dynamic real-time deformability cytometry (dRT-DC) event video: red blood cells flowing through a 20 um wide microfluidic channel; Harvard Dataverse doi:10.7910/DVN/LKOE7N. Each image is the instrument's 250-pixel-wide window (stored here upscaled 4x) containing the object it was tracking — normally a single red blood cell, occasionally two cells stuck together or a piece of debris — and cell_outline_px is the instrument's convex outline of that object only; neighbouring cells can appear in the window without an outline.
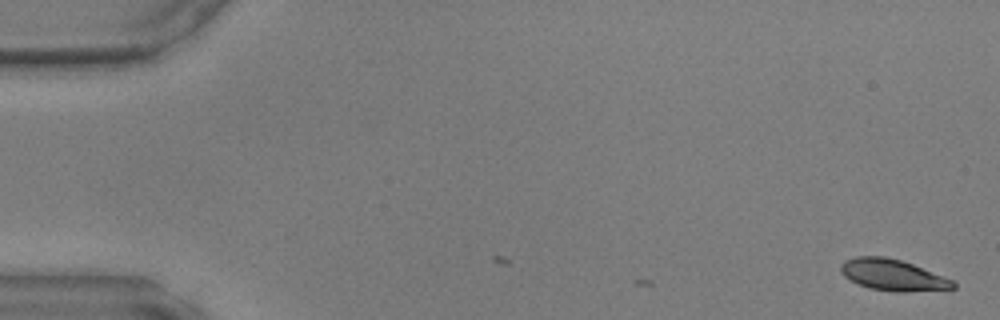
{"species": "common noctule bat (a hibernating species)", "species_latin": "Nyctalus noctula", "temperature_condition": "warm", "stored_images_in_passage": 3, "camera_frame_rate_fps": 3000, "um_per_image_px": 0.085, "animal": {"sex": "male", "body_mass_g": 17.9, "forearm_length_mm": 54.2}, "frame": {"image": 1, "passage_image": 1, "time_ms": 0.0, "image_size_px": [1000, 320], "cell_outline_px": [[956, 288], [904, 292], [896, 292], [868, 288], [844, 276], [840, 272], [840, 264], [844, 260], [856, 256], [884, 256], [900, 260], [912, 264], [952, 280], [956, 284]], "centroid_in_image_um": [75.84, 23.37], "position_along_channel_um": 9.2, "area_um2": 20.29}}